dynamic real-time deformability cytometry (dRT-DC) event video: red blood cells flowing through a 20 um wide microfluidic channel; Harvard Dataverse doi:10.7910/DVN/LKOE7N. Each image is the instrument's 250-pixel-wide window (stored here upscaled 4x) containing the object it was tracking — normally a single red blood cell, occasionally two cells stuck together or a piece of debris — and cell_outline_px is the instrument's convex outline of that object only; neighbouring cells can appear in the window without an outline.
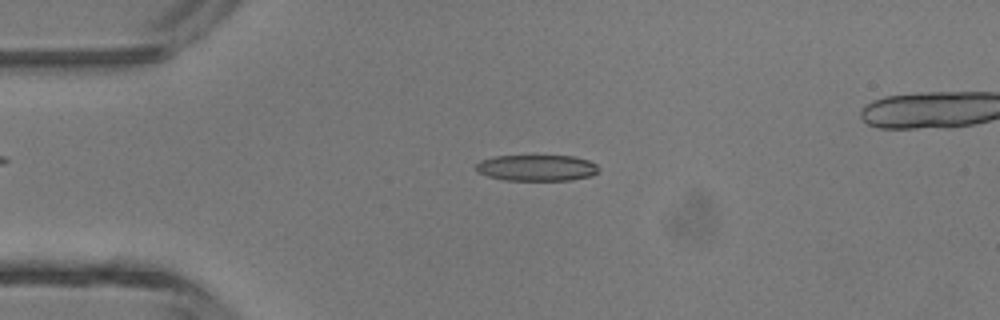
{"species": "common noctule bat (a hibernating species)", "species_latin": "Nyctalus noctula", "temperature_condition": "room temperature", "stored_images_in_passage": 4, "camera_frame_rate_fps": 3000, "um_per_image_px": 0.085, "animal": {"sex": "male", "body_mass_g": 13.3}, "frame": {"image": 1, "passage_image": 2, "time_ms": 1.333, "image_size_px": [1000, 320], "cell_outline_px": [[600, 168], [592, 176], [572, 180], [504, 180], [488, 176], [480, 172], [476, 168], [476, 164], [480, 160], [496, 156], [576, 156], [588, 160], [596, 164]], "centroid_in_image_um": [45.66, 14.27], "position_along_channel_um": 39.3, "area_um2": 18.67}}